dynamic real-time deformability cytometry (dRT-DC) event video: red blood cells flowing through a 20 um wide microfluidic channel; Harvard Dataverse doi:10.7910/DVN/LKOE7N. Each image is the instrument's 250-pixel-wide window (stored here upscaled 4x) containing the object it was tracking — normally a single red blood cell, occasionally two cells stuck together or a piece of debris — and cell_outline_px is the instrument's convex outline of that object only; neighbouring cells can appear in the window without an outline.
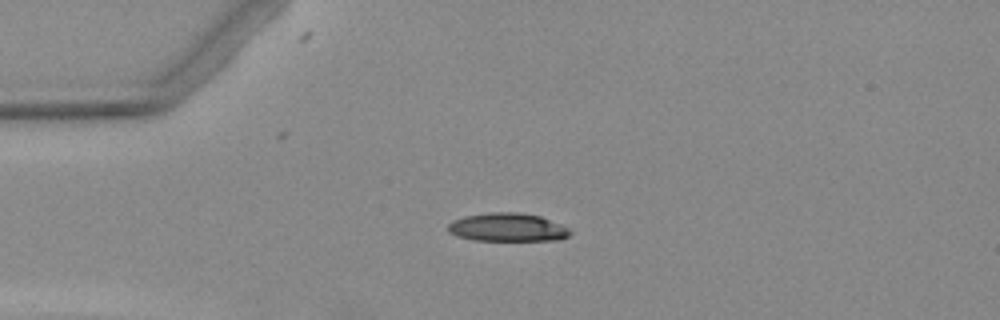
{"species": "Egyptian fruit bat (a non-hibernating species)", "species_latin": "Rousettus aegyptiacus", "temperature_condition": "warm", "stored_images_in_passage": 5, "segment_of_instrument_passage": [1, 2], "camera_frame_rate_fps": 3000, "um_per_image_px": 0.085, "animal": {"sex": "female"}, "frame": {"image": 1, "passage_image": 3, "time_ms": 3.0, "image_size_px": [1000, 320], "cell_outline_px": [[572, 232], [568, 236], [560, 240], [476, 240], [456, 236], [448, 232], [448, 224], [452, 220], [464, 216], [488, 212], [520, 212], [540, 216], [560, 224], [568, 228]], "centroid_in_image_um": [43.12, 19.31], "position_along_channel_um": 41.9, "area_um2": 20.23}}